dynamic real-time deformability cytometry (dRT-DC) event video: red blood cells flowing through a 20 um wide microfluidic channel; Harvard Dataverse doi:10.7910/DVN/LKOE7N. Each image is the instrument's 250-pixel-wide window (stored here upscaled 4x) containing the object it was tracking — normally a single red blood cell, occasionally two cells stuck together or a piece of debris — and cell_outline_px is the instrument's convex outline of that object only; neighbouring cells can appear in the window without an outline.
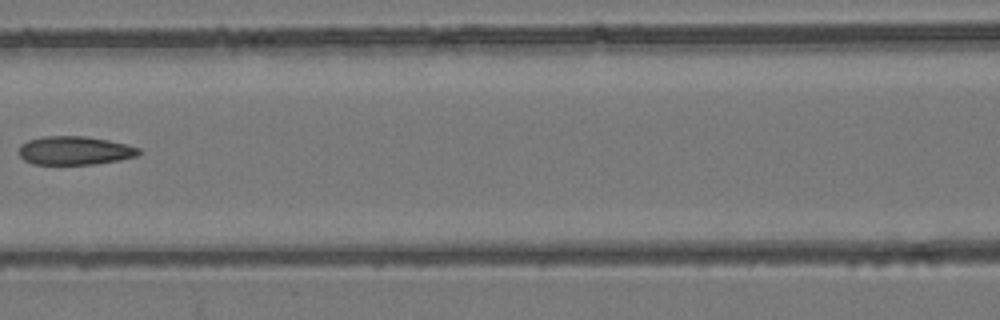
{"species": "common noctule bat (a hibernating species)", "species_latin": "Nyctalus noctula", "temperature_condition": "room temperature", "stored_images_in_passage": 6, "camera_frame_rate_fps": 3000, "um_per_image_px": 0.085, "animal": {"sex": "female", "body_mass_g": 24.6, "forearm_length_mm": 56.2}, "frame": {"image": 1, "passage_image": 6, "time_ms": 5.667, "image_size_px": [1000, 320], "cell_outline_px": [[140, 152], [136, 156], [120, 160], [96, 164], [32, 164], [24, 160], [20, 156], [20, 144], [28, 140], [44, 136], [84, 136], [108, 140], [128, 144], [140, 148]], "centroid_in_image_um": [6.36, 12.79], "position_along_channel_um": 160.2, "area_um2": 20.0}}